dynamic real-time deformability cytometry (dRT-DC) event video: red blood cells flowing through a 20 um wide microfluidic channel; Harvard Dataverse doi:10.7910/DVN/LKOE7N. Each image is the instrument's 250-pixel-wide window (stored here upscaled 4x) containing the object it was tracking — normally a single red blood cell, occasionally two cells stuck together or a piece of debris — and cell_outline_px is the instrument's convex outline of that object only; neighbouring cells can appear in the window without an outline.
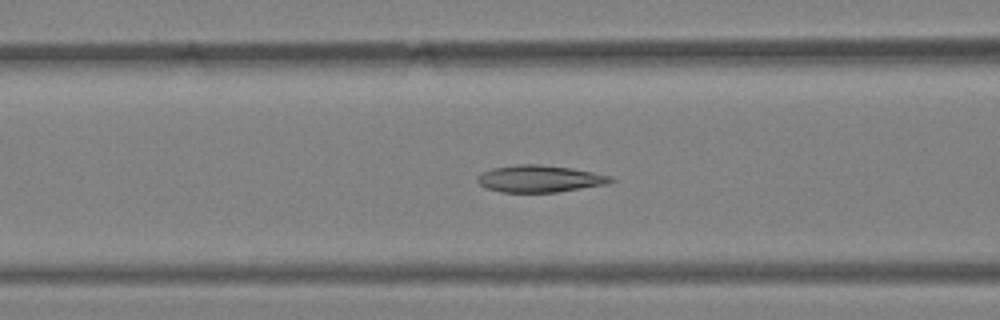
{"species": "Egyptian fruit bat (a non-hibernating species)", "species_latin": "Rousettus aegyptiacus", "temperature_condition": "warm", "stored_images_in_passage": 49, "camera_frame_rate_fps": 3000, "um_per_image_px": 0.085, "animal": {"sex": "female"}, "frame": {"image": 1, "passage_image": 23, "time_ms": 7.333, "image_size_px": [1000, 320], "cell_outline_px": [[616, 180], [608, 184], [556, 192], [500, 192], [488, 188], [480, 184], [476, 180], [476, 176], [492, 168], [516, 164], [540, 164], [572, 168], [612, 176]], "centroid_in_image_um": [45.89, 15.19], "position_along_channel_um": 120.7, "area_um2": 20.98}}
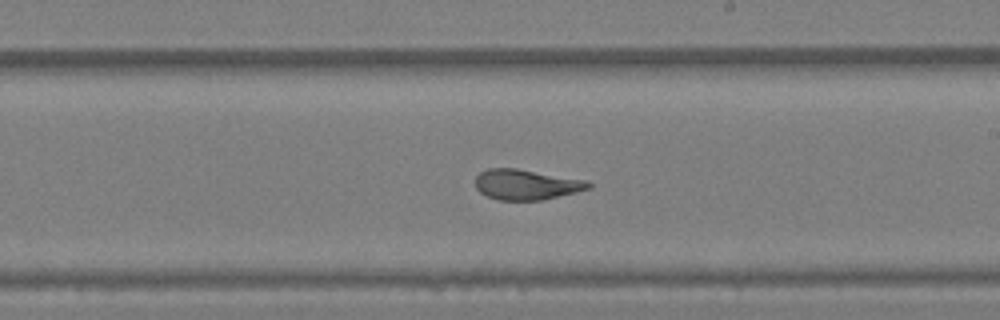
{"frame": {"image": 2, "passage_image": 33, "time_ms": 10.667, "image_size_px": [1000, 320], "cell_outline_px": [[592, 188], [544, 200], [496, 200], [480, 192], [476, 188], [476, 176], [480, 172], [488, 168], [516, 168], [584, 180], [592, 184]], "centroid_in_image_um": [44.72, 15.69], "position_along_channel_um": 244.3, "area_um2": 19.94}}
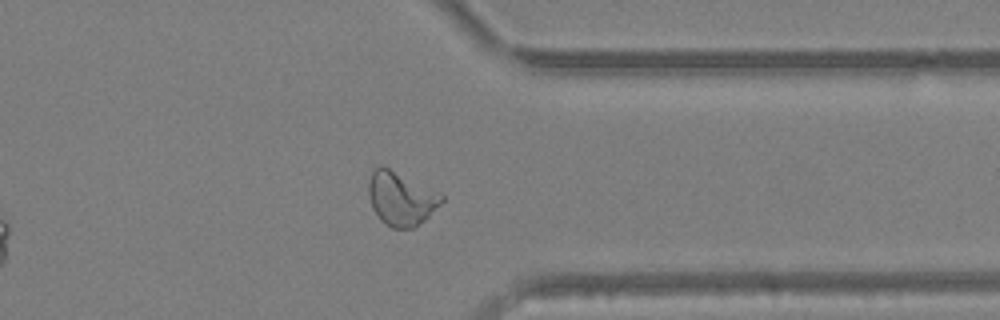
{"frame": {"image": 3, "passage_image": 44, "time_ms": 14.333, "image_size_px": [1000, 320], "cell_outline_px": [[444, 200], [416, 228], [392, 228], [384, 224], [380, 220], [372, 208], [368, 196], [368, 180], [372, 168], [380, 164], [444, 196]], "centroid_in_image_um": [34.01, 16.89], "position_along_channel_um": 377.4, "area_um2": 22.66}, "authors_computed_cell_mechanics": {"area_um2": 22.4264, "velocity_mm_per_s": 3.7208, "shape_relaxation_time_tau1_ms": null, "shape_relaxation_time_tau2_ms": 1.2097, "deformation_change_tau1": null, "deformation_change_tau2": 0.0758}}